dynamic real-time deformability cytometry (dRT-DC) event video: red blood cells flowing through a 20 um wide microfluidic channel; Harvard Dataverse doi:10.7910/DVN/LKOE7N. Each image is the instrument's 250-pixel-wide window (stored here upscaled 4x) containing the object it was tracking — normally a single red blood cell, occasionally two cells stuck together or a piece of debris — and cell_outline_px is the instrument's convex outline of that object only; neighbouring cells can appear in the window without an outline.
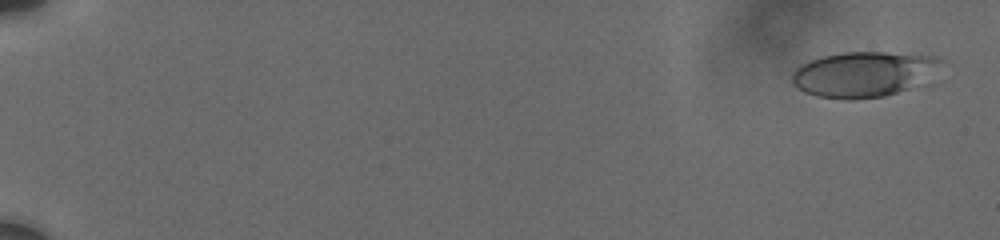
{"species": "human", "species_latin": "Homo sapiens", "temperature_condition": "cold", "stored_images_in_passage": 12, "camera_frame_rate_fps": 3000, "um_per_image_px": 0.085, "donor": {"sex": "male"}, "frame": {"image": 1, "passage_image": 1, "time_ms": 0.0, "image_size_px": [1000, 240], "cell_outline_px": [[944, 60], [916, 84], [908, 88], [884, 96], [852, 100], [844, 100], [816, 96], [804, 92], [792, 80], [792, 72], [800, 64], [808, 60], [824, 56], [844, 52], [884, 52], [936, 56]], "centroid_in_image_um": [73.3, 6.3], "position_along_channel_um": 11.7, "area_um2": 38.67}}
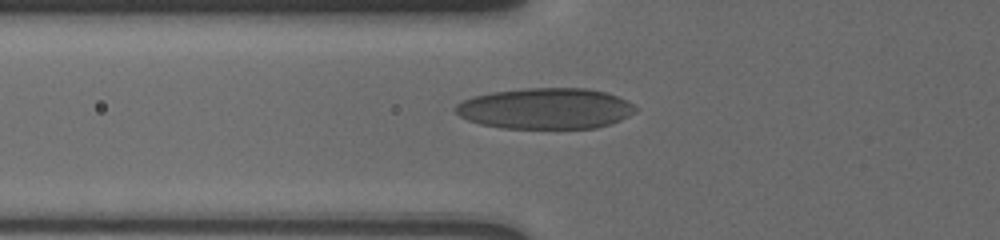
{"frame": {"image": 2, "passage_image": 9, "time_ms": 7.0, "image_size_px": [1000, 240], "cell_outline_px": [[640, 108], [636, 112], [612, 124], [596, 128], [500, 128], [480, 124], [468, 120], [460, 116], [452, 108], [456, 104], [472, 96], [492, 92], [524, 88], [584, 88], [604, 92], [616, 96]], "centroid_in_image_um": [46.36, 9.23], "position_along_channel_um": 79.4, "area_um2": 43.06}}
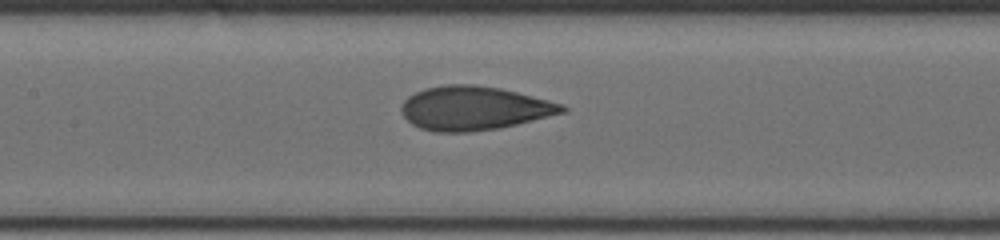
{"frame": {"image": 3, "passage_image": 12, "time_ms": 9.333, "image_size_px": [1000, 240], "cell_outline_px": [[568, 112], [516, 124], [496, 128], [468, 132], [436, 132], [420, 128], [412, 124], [400, 112], [400, 108], [404, 100], [408, 96], [424, 88], [444, 84], [476, 84], [500, 88], [564, 104], [568, 108]], "centroid_in_image_um": [40.28, 9.19], "position_along_channel_um": 167.1, "area_um2": 41.21}}